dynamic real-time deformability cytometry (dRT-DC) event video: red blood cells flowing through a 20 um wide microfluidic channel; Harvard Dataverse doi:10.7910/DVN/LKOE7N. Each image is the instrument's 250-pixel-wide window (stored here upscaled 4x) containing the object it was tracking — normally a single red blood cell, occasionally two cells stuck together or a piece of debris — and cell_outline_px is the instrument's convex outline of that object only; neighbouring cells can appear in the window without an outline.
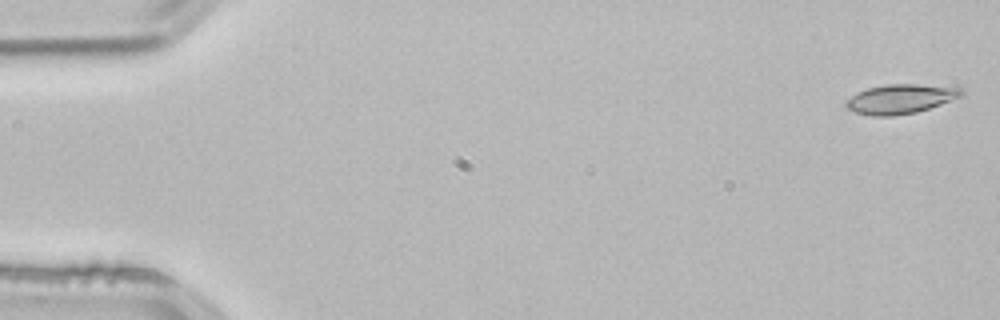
{"species": "common noctule bat (a hibernating species)", "species_latin": "Nyctalus noctula", "temperature_condition": "room temperature", "stored_images_in_passage": 4, "camera_frame_rate_fps": 3000, "um_per_image_px": 0.085, "animal": {"sex": "male", "body_mass_g": 21.5, "forearm_length_mm": 52.0}, "frame": {"image": 1, "passage_image": 1, "time_ms": 0.0, "image_size_px": [1000, 320], "cell_outline_px": [[964, 92], [960, 96], [940, 104], [916, 112], [892, 116], [872, 116], [856, 112], [848, 108], [844, 104], [856, 92], [868, 88], [888, 84], [916, 84], [960, 88]], "centroid_in_image_um": [76.5, 8.41], "position_along_channel_um": 8.5, "area_um2": 19.36}}
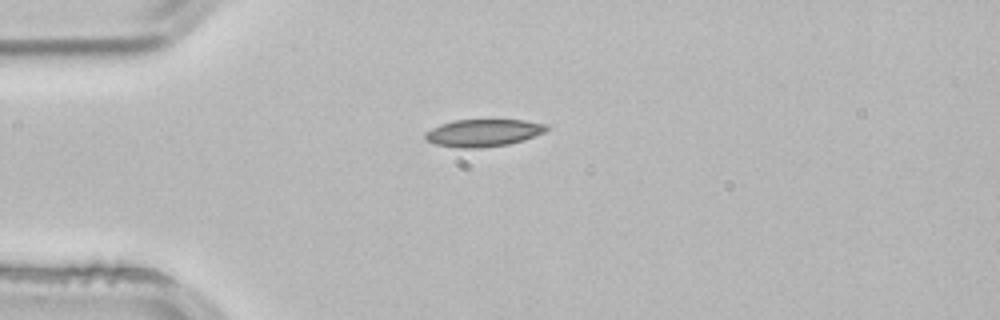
{"frame": {"image": 2, "passage_image": 3, "time_ms": 0.667, "image_size_px": [1000, 320], "cell_outline_px": [[548, 128], [544, 132], [524, 140], [508, 144], [484, 148], [460, 148], [436, 144], [424, 140], [424, 132], [440, 124], [452, 120], [524, 120], [548, 124]], "centroid_in_image_um": [41.05, 11.29], "position_along_channel_um": 43.9, "area_um2": 19.48}}
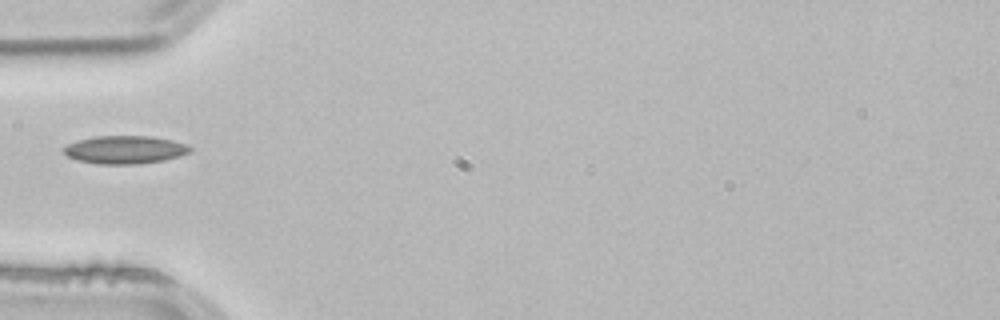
{"frame": {"image": 3, "passage_image": 4, "time_ms": 1.0, "image_size_px": [1000, 320], "cell_outline_px": [[192, 152], [180, 156], [164, 160], [140, 164], [96, 164], [76, 160], [68, 156], [64, 152], [64, 148], [68, 144], [76, 140], [96, 136], [152, 136], [172, 140], [188, 144], [192, 148]], "centroid_in_image_um": [10.65, 12.73], "position_along_channel_um": 74.3, "area_um2": 20.87}}